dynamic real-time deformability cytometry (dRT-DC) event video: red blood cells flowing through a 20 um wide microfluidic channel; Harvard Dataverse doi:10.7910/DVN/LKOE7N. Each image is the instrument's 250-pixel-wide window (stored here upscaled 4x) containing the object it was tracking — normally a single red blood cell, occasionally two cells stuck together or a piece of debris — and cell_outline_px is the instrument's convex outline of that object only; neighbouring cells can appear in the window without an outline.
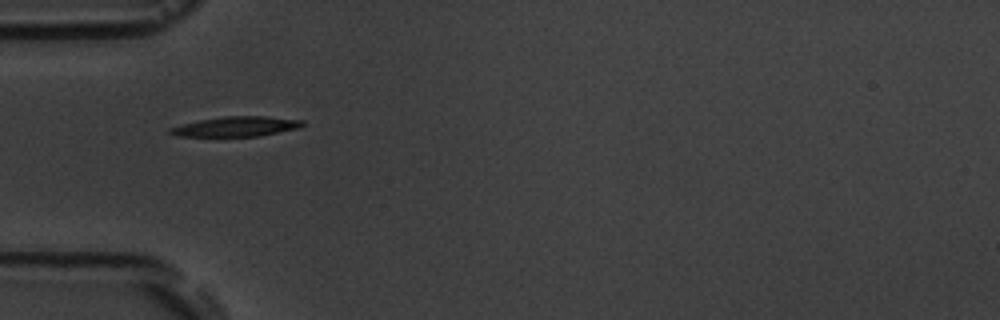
{"species": "common noctule bat (a hibernating species)", "species_latin": "Nyctalus noctula", "temperature_condition": "room temperature", "stored_images_in_passage": 2, "camera_frame_rate_fps": 3000, "um_per_image_px": 0.085, "animal": {"sex": "male", "body_mass_g": 19.5, "forearm_length_mm": 54.6}, "frame": {"image": 1, "passage_image": 1, "time_ms": 0.0, "image_size_px": [1000, 320], "cell_outline_px": [[304, 124], [296, 128], [256, 136], [176, 136], [168, 132], [168, 128], [180, 124], [200, 120], [224, 116], [264, 116], [304, 120]], "centroid_in_image_um": [20.0, 10.74], "position_along_channel_um": 65.0, "area_um2": 15.14}}
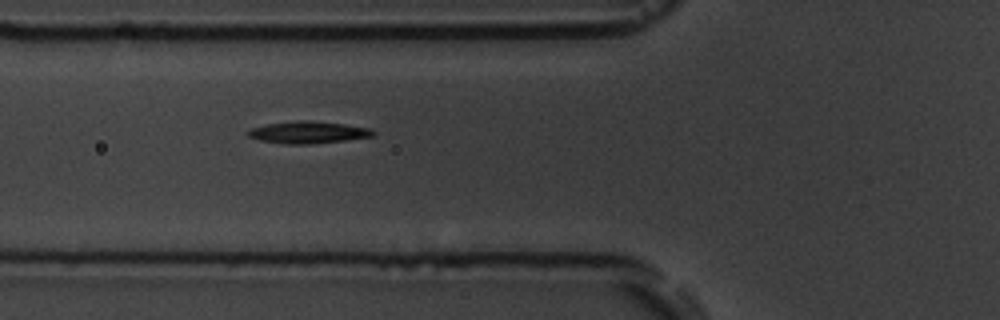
{"frame": {"image": 2, "passage_image": 2, "time_ms": 1.0, "image_size_px": [1000, 320], "cell_outline_px": [[376, 132], [372, 136], [344, 140], [312, 144], [284, 144], [260, 140], [248, 136], [244, 132], [252, 128], [268, 124], [296, 120], [308, 120], [344, 124], [372, 128]], "centroid_in_image_um": [26.18, 11.25], "position_along_channel_um": 99.6, "area_um2": 16.07}}